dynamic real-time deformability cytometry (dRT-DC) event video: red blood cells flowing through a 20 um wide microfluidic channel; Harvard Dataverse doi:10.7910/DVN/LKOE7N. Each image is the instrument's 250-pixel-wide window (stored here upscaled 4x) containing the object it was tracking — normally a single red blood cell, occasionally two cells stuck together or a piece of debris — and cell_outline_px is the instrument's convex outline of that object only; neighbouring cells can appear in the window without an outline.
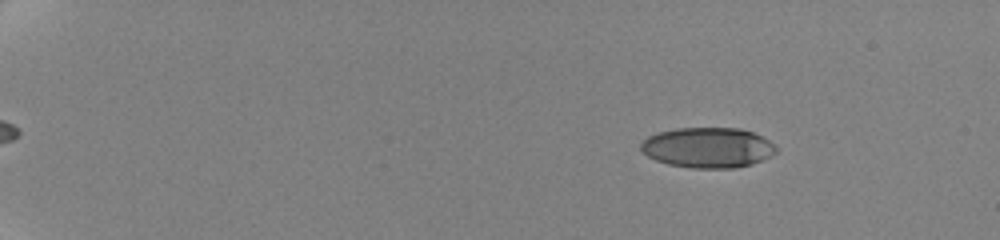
{"species": "human", "species_latin": "Homo sapiens", "temperature_condition": "cold", "stored_images_in_passage": 10, "camera_frame_rate_fps": 3000, "um_per_image_px": 0.085, "donor": {"sex": "female"}, "frame": {"image": 1, "passage_image": 3, "time_ms": 1.667, "image_size_px": [1000, 240], "cell_outline_px": [[776, 152], [772, 156], [752, 164], [736, 168], [692, 168], [668, 164], [656, 160], [648, 156], [640, 148], [640, 144], [648, 136], [656, 132], [676, 128], [740, 128], [752, 132], [776, 144]], "centroid_in_image_um": [60.17, 12.54], "position_along_channel_um": 24.8, "area_um2": 31.91}}
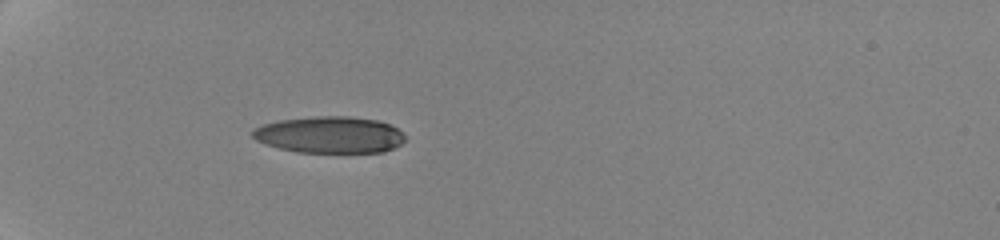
{"frame": {"image": 2, "passage_image": 7, "time_ms": 5.667, "image_size_px": [1000, 240], "cell_outline_px": [[404, 140], [400, 144], [384, 152], [296, 152], [264, 144], [256, 140], [252, 136], [252, 132], [256, 128], [264, 124], [280, 120], [316, 116], [348, 116], [376, 120], [388, 124], [396, 128], [404, 136]], "centroid_in_image_um": [28.0, 11.46], "position_along_channel_um": 57.0, "area_um2": 32.25}}
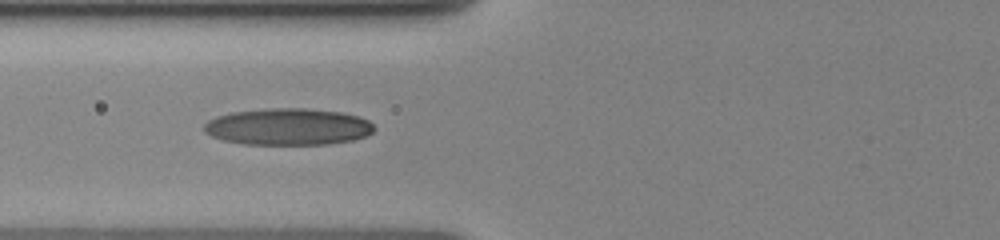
{"frame": {"image": 3, "passage_image": 9, "time_ms": 7.667, "image_size_px": [1000, 240], "cell_outline_px": [[376, 128], [372, 132], [364, 136], [352, 140], [328, 144], [244, 144], [224, 140], [212, 136], [204, 132], [204, 124], [208, 120], [216, 116], [232, 112], [268, 108], [304, 108], [340, 112], [356, 116], [368, 120]], "centroid_in_image_um": [24.46, 10.77], "position_along_channel_um": 101.3, "area_um2": 36.3}}